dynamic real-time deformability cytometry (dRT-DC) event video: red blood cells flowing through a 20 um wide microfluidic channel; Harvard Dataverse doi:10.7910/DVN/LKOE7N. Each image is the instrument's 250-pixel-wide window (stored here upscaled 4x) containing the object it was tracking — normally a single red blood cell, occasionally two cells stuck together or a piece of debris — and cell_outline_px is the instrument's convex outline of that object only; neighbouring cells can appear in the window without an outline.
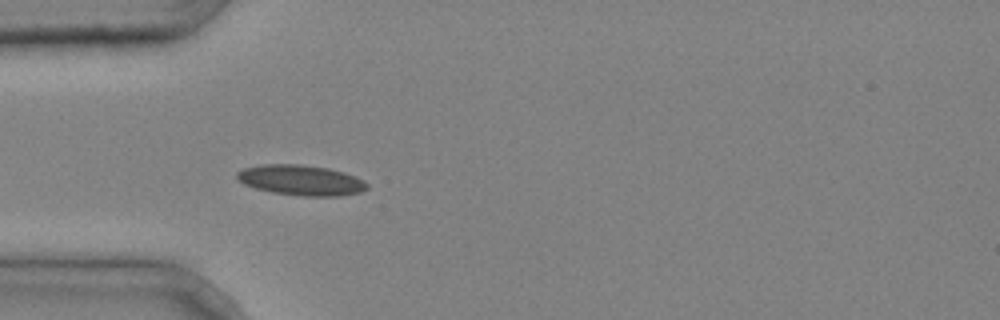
{"species": "common noctule bat (a hibernating species)", "species_latin": "Nyctalus noctula", "temperature_condition": "cold", "stored_images_in_passage": 4, "camera_frame_rate_fps": 3000, "um_per_image_px": 0.085, "animal": {"sex": "male", "body_mass_g": 20.4}, "frame": {"image": 1, "passage_image": 4, "time_ms": 1.0, "image_size_px": [1000, 320], "cell_outline_px": [[368, 188], [360, 192], [340, 196], [304, 196], [272, 192], [256, 188], [244, 184], [236, 180], [236, 172], [244, 168], [260, 164], [300, 164], [328, 168], [344, 172], [364, 180], [368, 184]], "centroid_in_image_um": [25.57, 15.31], "position_along_channel_um": 59.4, "area_um2": 23.12}}